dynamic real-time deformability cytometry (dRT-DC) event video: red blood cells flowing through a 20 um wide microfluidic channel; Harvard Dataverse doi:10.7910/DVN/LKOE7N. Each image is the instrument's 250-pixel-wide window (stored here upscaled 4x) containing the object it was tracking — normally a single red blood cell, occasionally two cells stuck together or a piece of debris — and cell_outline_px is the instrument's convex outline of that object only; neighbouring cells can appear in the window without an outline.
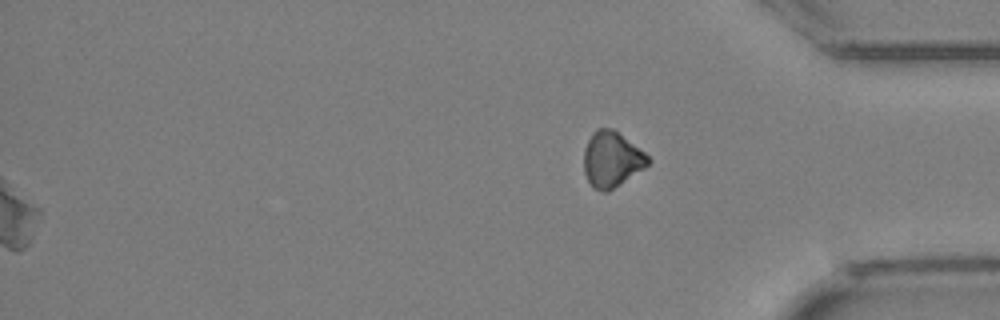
{"species": "Egyptian fruit bat (a non-hibernating species)", "species_latin": "Rousettus aegyptiacus", "temperature_condition": "cold", "stored_images_in_passage": 34, "segment_of_instrument_passage": [2, 2], "camera_frame_rate_fps": 3000, "um_per_image_px": 0.085, "animal": {"sex": "female"}, "frame": {"image": 1, "passage_image": 34, "time_ms": 11.0, "image_size_px": [1000, 320], "cell_outline_px": [[652, 160], [644, 168], [608, 192], [604, 192], [592, 188], [584, 172], [584, 148], [592, 132], [596, 128], [612, 128], [644, 152]], "centroid_in_image_um": [51.97, 13.55], "position_along_channel_um": 383.2, "area_um2": 20.69}}